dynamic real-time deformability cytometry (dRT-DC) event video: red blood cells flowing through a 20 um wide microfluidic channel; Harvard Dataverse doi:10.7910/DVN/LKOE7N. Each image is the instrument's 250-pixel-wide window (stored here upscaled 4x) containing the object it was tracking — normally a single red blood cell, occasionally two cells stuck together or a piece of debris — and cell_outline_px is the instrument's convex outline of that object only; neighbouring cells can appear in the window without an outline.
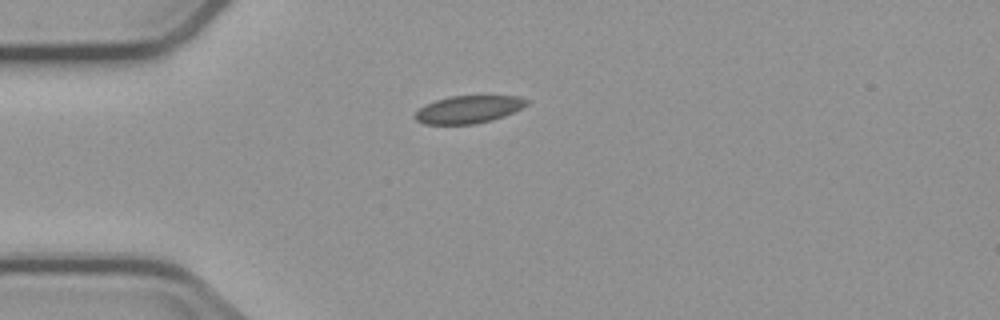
{"species": "common noctule bat (a hibernating species)", "species_latin": "Nyctalus noctula", "temperature_condition": "cold", "stored_images_in_passage": 2, "camera_frame_rate_fps": 3000, "um_per_image_px": 0.085, "animal": {"sex": "male", "body_mass_g": 23.1, "forearm_length_mm": 52.7}, "frame": {"image": 1, "passage_image": 1, "time_ms": 0.0, "image_size_px": [1000, 320], "cell_outline_px": [[528, 104], [504, 116], [492, 120], [476, 124], [424, 124], [416, 120], [412, 116], [420, 108], [436, 100], [452, 96], [520, 96], [528, 100]], "centroid_in_image_um": [39.81, 9.31], "position_along_channel_um": 45.2, "area_um2": 17.8}}
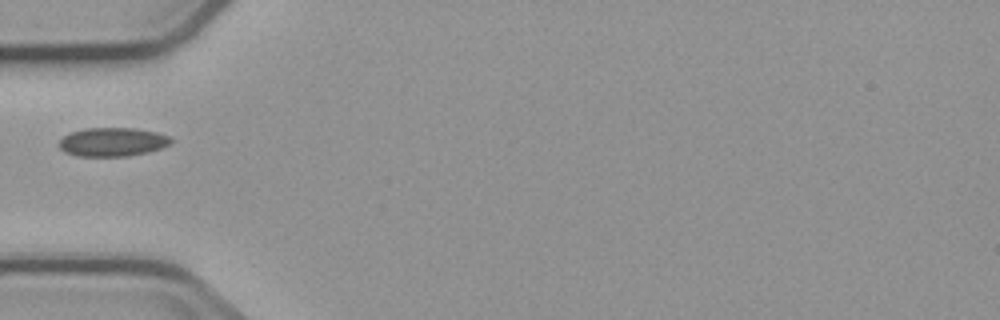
{"frame": {"image": 2, "passage_image": 2, "time_ms": 1.333, "image_size_px": [1000, 320], "cell_outline_px": [[176, 140], [160, 148], [148, 152], [128, 156], [76, 156], [64, 152], [60, 148], [60, 140], [68, 132], [84, 128], [136, 128], [156, 132], [168, 136]], "centroid_in_image_um": [9.55, 12.06], "position_along_channel_um": 75.4, "area_um2": 18.84}}